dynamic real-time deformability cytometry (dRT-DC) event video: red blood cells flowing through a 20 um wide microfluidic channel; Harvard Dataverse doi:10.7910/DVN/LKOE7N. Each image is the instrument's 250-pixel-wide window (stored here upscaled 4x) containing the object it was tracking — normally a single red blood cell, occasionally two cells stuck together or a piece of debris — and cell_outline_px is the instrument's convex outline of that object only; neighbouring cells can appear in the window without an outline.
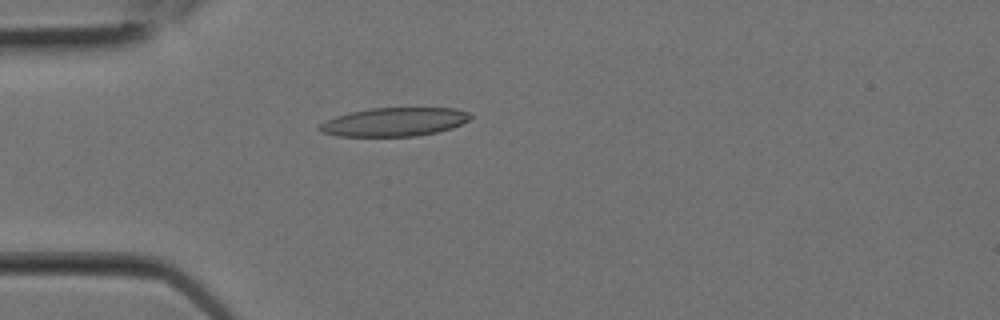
{"species": "Egyptian fruit bat (a non-hibernating species)", "species_latin": "Rousettus aegyptiacus", "temperature_condition": "room temperature", "stored_images_in_passage": 2, "camera_frame_rate_fps": 3000, "um_per_image_px": 0.085, "animal": {"sex": "female"}, "frame": {"image": 1, "passage_image": 1, "time_ms": 0.0, "image_size_px": [1000, 320], "cell_outline_px": [[472, 116], [468, 120], [452, 128], [436, 132], [416, 136], [340, 136], [320, 132], [316, 128], [320, 124], [336, 116], [352, 112], [372, 108], [456, 108], [468, 112]], "centroid_in_image_um": [33.51, 10.37], "position_along_channel_um": 51.5, "area_um2": 24.97}}